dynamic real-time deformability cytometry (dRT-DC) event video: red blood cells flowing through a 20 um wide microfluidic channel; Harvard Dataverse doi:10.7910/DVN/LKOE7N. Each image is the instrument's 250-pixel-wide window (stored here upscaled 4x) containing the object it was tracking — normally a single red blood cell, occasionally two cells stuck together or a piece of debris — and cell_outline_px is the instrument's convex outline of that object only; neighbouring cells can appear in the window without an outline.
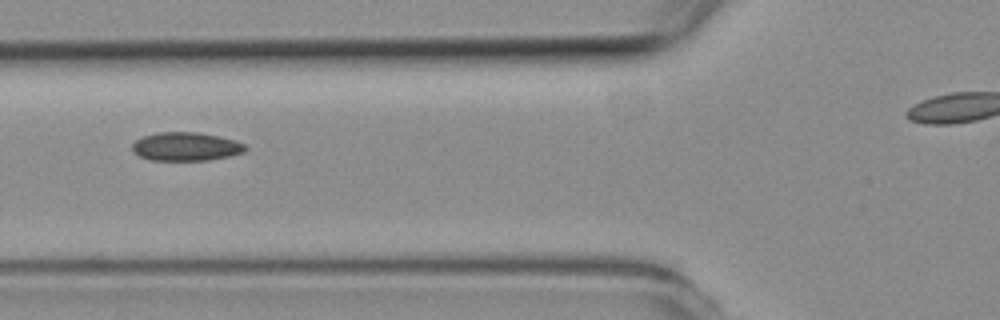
{"species": "common noctule bat (a hibernating species)", "species_latin": "Nyctalus noctula", "temperature_condition": "room temperature", "stored_images_in_passage": 6, "camera_frame_rate_fps": 3000, "um_per_image_px": 0.085, "animal": {"sex": "female", "body_mass_g": 19.3, "forearm_length_mm": 54.1}, "frame": {"image": 1, "passage_image": 5, "time_ms": 4.667, "image_size_px": [1000, 320], "cell_outline_px": [[248, 148], [244, 152], [228, 156], [208, 160], [148, 160], [132, 152], [132, 144], [136, 140], [144, 136], [156, 132], [200, 132], [236, 140], [244, 144]], "centroid_in_image_um": [15.79, 12.45], "position_along_channel_um": 110.0, "area_um2": 18.9}}
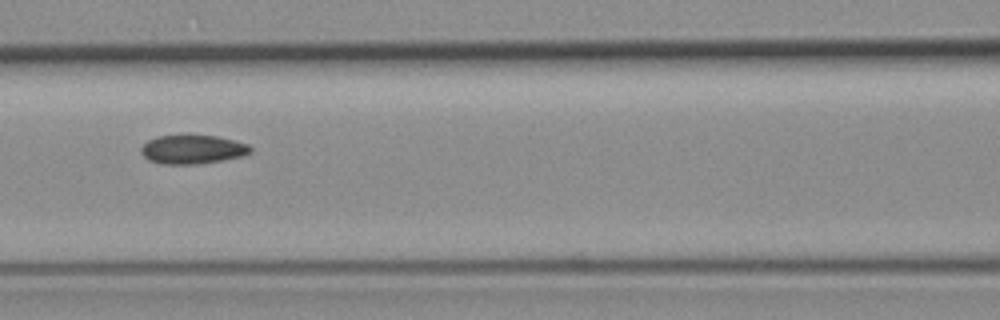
{"frame": {"image": 2, "passage_image": 6, "time_ms": 5.667, "image_size_px": [1000, 320], "cell_outline_px": [[252, 152], [244, 156], [224, 160], [196, 164], [160, 164], [148, 160], [140, 152], [140, 148], [148, 140], [156, 136], [216, 136], [248, 144], [252, 148]], "centroid_in_image_um": [16.36, 12.72], "position_along_channel_um": 150.2, "area_um2": 18.38}}